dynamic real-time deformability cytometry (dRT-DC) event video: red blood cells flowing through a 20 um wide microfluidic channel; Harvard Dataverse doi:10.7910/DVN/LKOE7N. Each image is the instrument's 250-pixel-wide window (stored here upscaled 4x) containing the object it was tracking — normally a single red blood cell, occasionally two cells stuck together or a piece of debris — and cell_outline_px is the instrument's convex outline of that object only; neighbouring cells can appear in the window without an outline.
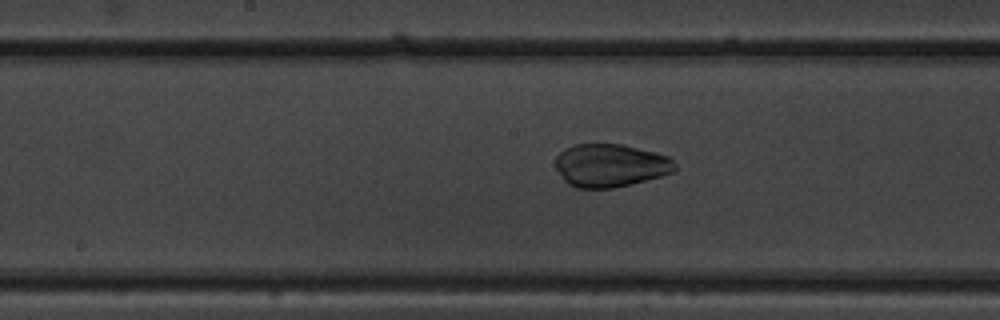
{"species": "common noctule bat (a hibernating species)", "species_latin": "Nyctalus noctula", "temperature_condition": "warm", "stored_images_in_passage": 36, "camera_frame_rate_fps": 3000, "um_per_image_px": 0.085, "animal": {"sex": "male", "body_mass_g": 19.5, "forearm_length_mm": 54.6}, "frame": {"image": 1, "passage_image": 12, "time_ms": 3.667, "image_size_px": [1000, 320], "cell_outline_px": [[676, 168], [672, 172], [660, 176], [632, 184], [612, 188], [576, 188], [568, 184], [564, 180], [556, 168], [556, 156], [564, 148], [572, 144], [620, 144], [656, 152], [668, 156], [676, 164]], "centroid_in_image_um": [51.86, 14.06], "position_along_channel_um": 196.3, "area_um2": 30.0}}
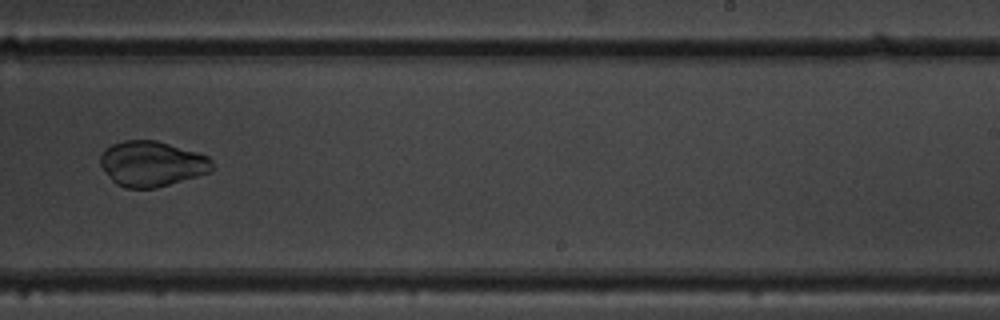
{"frame": {"image": 2, "passage_image": 18, "time_ms": 5.667, "image_size_px": [1000, 320], "cell_outline_px": [[216, 168], [212, 172], [156, 188], [124, 188], [116, 184], [108, 176], [100, 164], [100, 156], [104, 148], [112, 144], [124, 140], [156, 140], [196, 152], [208, 156], [212, 160]], "centroid_in_image_um": [12.92, 13.92], "position_along_channel_um": 276.1, "area_um2": 29.82}}
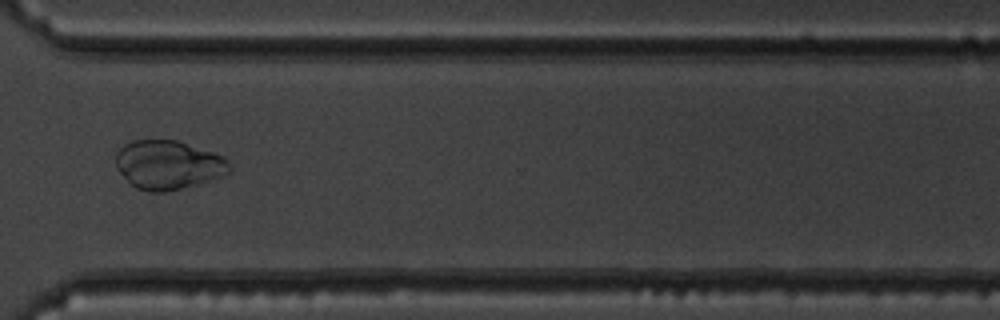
{"frame": {"image": 3, "passage_image": 24, "time_ms": 7.667, "image_size_px": [1000, 320], "cell_outline_px": [[228, 172], [220, 176], [208, 180], [180, 188], [164, 192], [152, 192], [136, 188], [116, 168], [116, 152], [124, 144], [132, 140], [176, 140], [224, 156], [228, 164]], "centroid_in_image_um": [14.24, 13.99], "position_along_channel_um": 356.4, "area_um2": 31.79}}